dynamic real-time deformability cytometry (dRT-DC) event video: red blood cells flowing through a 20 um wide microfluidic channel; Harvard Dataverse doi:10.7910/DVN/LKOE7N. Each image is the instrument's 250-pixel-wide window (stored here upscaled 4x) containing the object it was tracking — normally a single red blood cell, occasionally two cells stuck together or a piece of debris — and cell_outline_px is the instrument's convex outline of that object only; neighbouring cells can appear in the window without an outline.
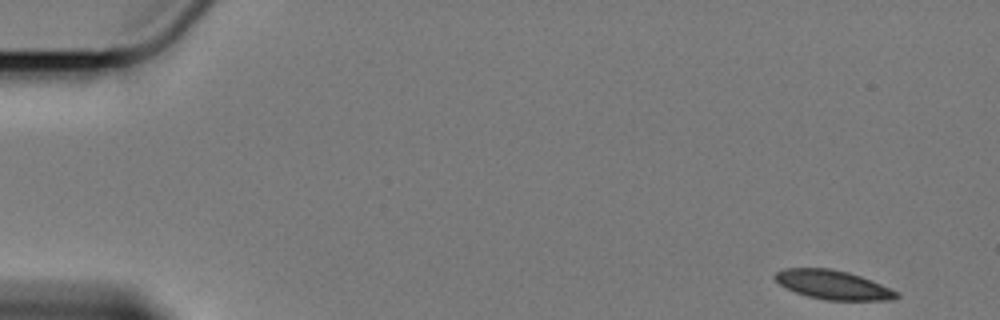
{"species": "Egyptian fruit bat (a non-hibernating species)", "species_latin": "Rousettus aegyptiacus", "temperature_condition": "cold", "stored_images_in_passage": 57, "camera_frame_rate_fps": 3000, "um_per_image_px": 0.085, "animal": {"sex": "female"}, "frame": {"image": 1, "passage_image": 1, "time_ms": 0.0, "image_size_px": [1000, 320], "cell_outline_px": [[900, 296], [892, 300], [824, 300], [808, 296], [796, 292], [780, 284], [772, 276], [776, 272], [784, 268], [828, 268], [848, 272], [860, 276], [900, 292]], "centroid_in_image_um": [70.81, 24.21], "position_along_channel_um": 14.2, "area_um2": 20.46}}
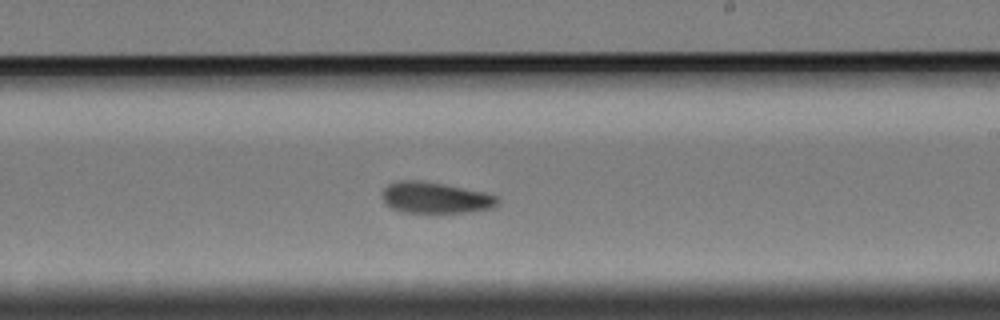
{"frame": {"image": 2, "passage_image": 33, "time_ms": 10.667, "image_size_px": [1000, 320], "cell_outline_px": [[500, 200], [492, 208], [468, 212], [404, 212], [392, 208], [384, 204], [380, 192], [388, 184], [400, 180], [424, 180], [488, 192], [496, 196]], "centroid_in_image_um": [36.98, 16.78], "position_along_channel_um": 252.0, "area_um2": 21.27}}
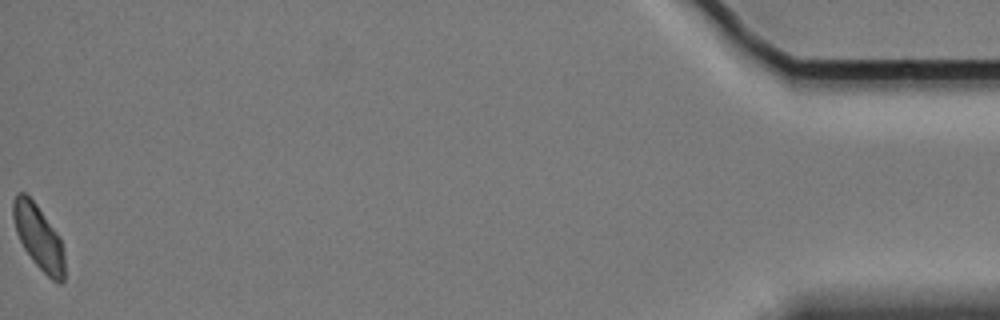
{"frame": {"image": 3, "passage_image": 57, "time_ms": 18.667, "image_size_px": [1000, 320], "cell_outline_px": [[64, 280], [60, 284], [52, 280], [32, 260], [24, 248], [16, 232], [12, 216], [12, 200], [16, 192], [24, 192], [36, 204], [60, 240], [64, 252]], "centroid_in_image_um": [3.24, 20.15], "position_along_channel_um": 432.0, "area_um2": 18.96}, "authors_computed_cell_mechanics": {"area_um2": 21.097, "velocity_mm_per_s": 3.3761, "shape_relaxation_time_tau1_ms": 7.5816, "shape_relaxation_time_tau2_ms": 7.383, "deformation_change_tau1": 0.1182, "deformation_change_tau2": 0.1124}}